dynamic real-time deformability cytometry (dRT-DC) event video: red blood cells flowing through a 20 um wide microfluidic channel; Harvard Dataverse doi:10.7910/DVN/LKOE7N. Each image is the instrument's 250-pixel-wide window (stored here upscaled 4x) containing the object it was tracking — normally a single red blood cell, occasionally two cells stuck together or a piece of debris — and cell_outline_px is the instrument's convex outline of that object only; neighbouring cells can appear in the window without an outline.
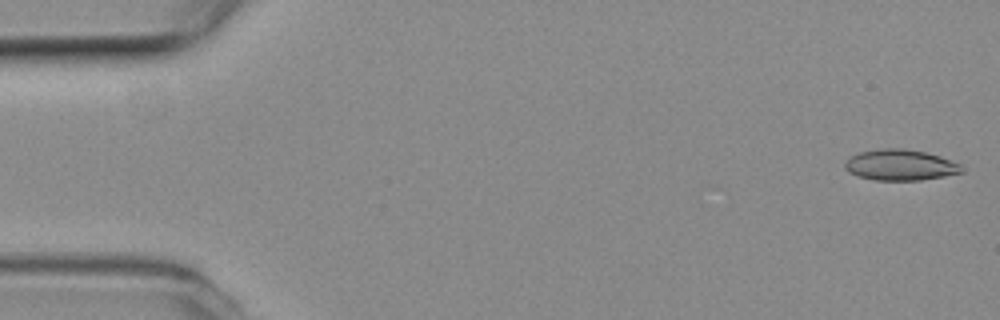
{"species": "common noctule bat (a hibernating species)", "species_latin": "Nyctalus noctula", "temperature_condition": "room temperature", "stored_images_in_passage": 53, "camera_frame_rate_fps": 3000, "um_per_image_px": 0.085, "animal": {"sex": "female", "body_mass_g": 19.3, "forearm_length_mm": 54.1}, "frame": {"image": 1, "passage_image": 1, "time_ms": 0.0, "image_size_px": [1000, 320], "cell_outline_px": [[964, 172], [944, 176], [920, 180], [876, 180], [856, 176], [848, 172], [844, 168], [844, 164], [848, 156], [860, 152], [880, 148], [904, 148], [924, 152], [940, 156], [960, 164], [964, 168]], "centroid_in_image_um": [76.49, 14.02], "position_along_channel_um": 8.5, "area_um2": 21.21}}
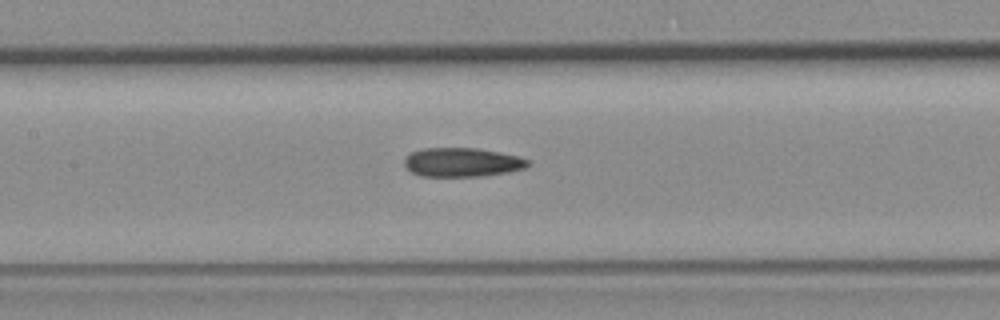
{"frame": {"image": 2, "passage_image": 24, "time_ms": 7.667, "image_size_px": [1000, 320], "cell_outline_px": [[528, 168], [508, 172], [484, 176], [420, 176], [412, 172], [404, 164], [404, 156], [412, 152], [424, 148], [476, 148], [500, 152], [520, 156], [528, 160]], "centroid_in_image_um": [39.3, 13.79], "position_along_channel_um": 168.1, "area_um2": 20.98}}
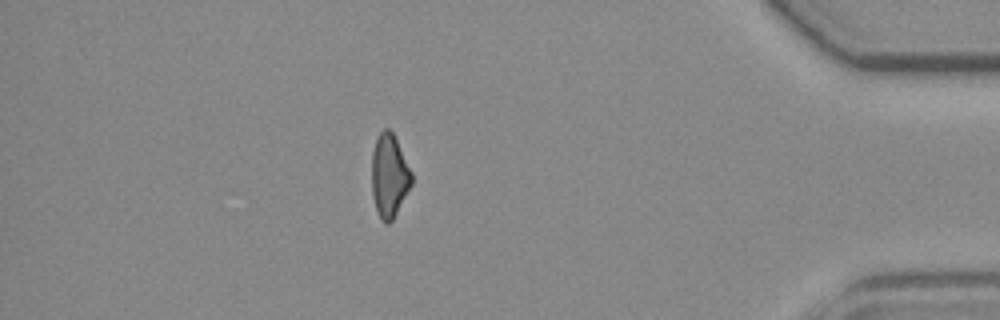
{"frame": {"image": 3, "passage_image": 46, "time_ms": 15.0, "image_size_px": [1000, 320], "cell_outline_px": [[412, 184], [392, 220], [388, 224], [384, 224], [380, 220], [376, 212], [372, 196], [372, 152], [376, 136], [384, 128], [388, 128], [392, 132], [412, 172]], "centroid_in_image_um": [33.06, 14.96], "position_along_channel_um": 402.1, "area_um2": 19.42}, "authors_computed_cell_mechanics": {"area_um2": 20.9236, "velocity_mm_per_s": 3.8395, "shape_relaxation_time_tau1_ms": null, "shape_relaxation_time_tau2_ms": 2.9783, "deformation_change_tau1": null, "deformation_change_tau2": 0.0982}}